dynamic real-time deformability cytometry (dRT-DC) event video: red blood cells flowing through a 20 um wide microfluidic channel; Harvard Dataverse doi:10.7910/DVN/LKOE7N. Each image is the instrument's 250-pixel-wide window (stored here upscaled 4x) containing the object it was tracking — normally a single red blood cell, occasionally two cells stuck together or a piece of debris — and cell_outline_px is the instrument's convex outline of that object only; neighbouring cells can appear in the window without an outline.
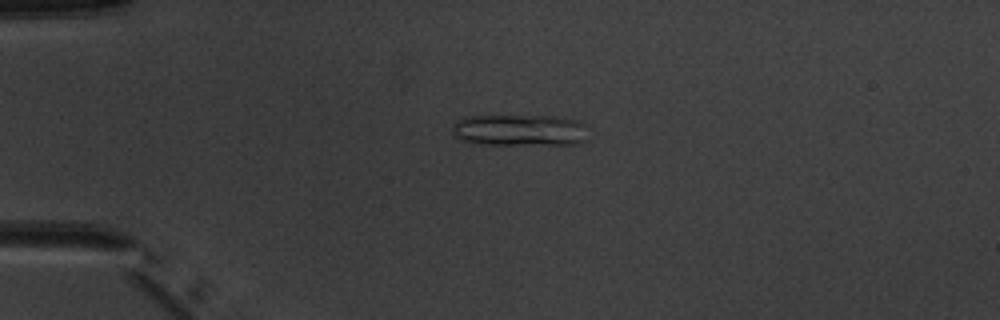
{"species": "common noctule bat (a hibernating species)", "species_latin": "Nyctalus noctula", "temperature_condition": "warm", "stored_images_in_passage": 3, "camera_frame_rate_fps": 3000, "um_per_image_px": 0.085, "animal": {"sex": "male", "body_mass_g": 20.1, "forearm_length_mm": 53.5}, "frame": {"image": 1, "passage_image": 2, "time_ms": 1.333, "image_size_px": [1000, 320], "cell_outline_px": [[588, 140], [580, 144], [472, 144], [460, 140], [452, 136], [452, 124], [456, 120], [464, 116], [552, 116], [580, 120], [588, 124]], "centroid_in_image_um": [44.2, 11.07], "position_along_channel_um": 40.8, "area_um2": 25.84}}